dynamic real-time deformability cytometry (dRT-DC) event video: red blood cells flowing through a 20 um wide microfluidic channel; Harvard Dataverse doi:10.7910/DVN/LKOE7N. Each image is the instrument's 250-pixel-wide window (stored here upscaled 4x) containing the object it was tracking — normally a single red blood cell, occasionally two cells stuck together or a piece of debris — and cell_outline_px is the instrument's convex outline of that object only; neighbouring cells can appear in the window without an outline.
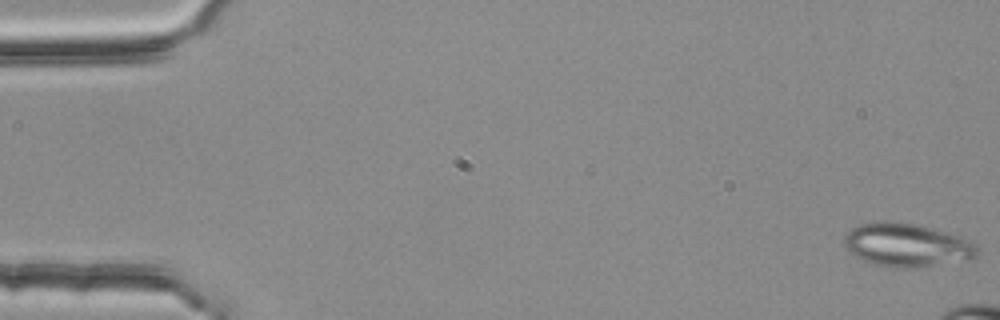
{"species": "common noctule bat (a hibernating species)", "species_latin": "Nyctalus noctula", "temperature_condition": "room temperature", "stored_images_in_passage": 5, "camera_frame_rate_fps": 3000, "um_per_image_px": 0.085, "animal": {"sex": "female", "body_mass_g": 25.1}, "frame": {"image": 1, "passage_image": 1, "time_ms": 0.0, "image_size_px": [1000, 320], "cell_outline_px": [[980, 252], [976, 260], [916, 268], [896, 268], [876, 264], [864, 260], [848, 252], [844, 248], [844, 236], [856, 224], [884, 220], [916, 224], [960, 236], [976, 244]], "centroid_in_image_um": [77.13, 20.84], "position_along_channel_um": 7.9, "area_um2": 34.33}}